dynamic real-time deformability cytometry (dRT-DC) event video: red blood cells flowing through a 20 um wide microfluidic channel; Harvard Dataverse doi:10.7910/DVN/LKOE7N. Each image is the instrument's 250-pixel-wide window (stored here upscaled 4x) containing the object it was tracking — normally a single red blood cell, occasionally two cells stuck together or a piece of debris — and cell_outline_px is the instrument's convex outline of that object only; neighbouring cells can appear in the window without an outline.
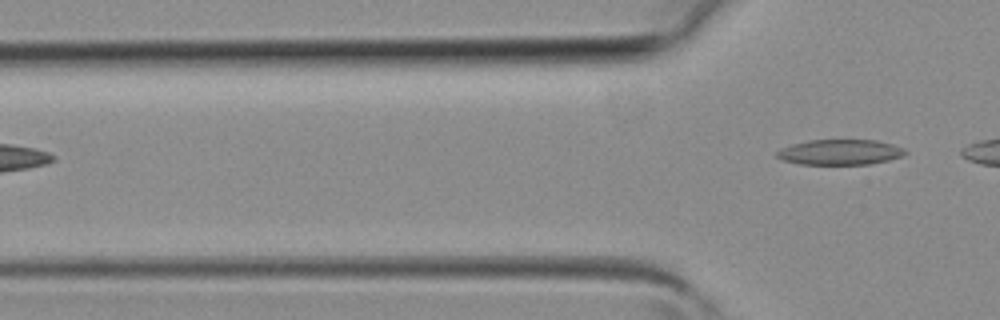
{"species": "common noctule bat (a hibernating species)", "species_latin": "Nyctalus noctula", "temperature_condition": "room temperature", "stored_images_in_passage": 2, "camera_frame_rate_fps": 3000, "um_per_image_px": 0.085, "animal": {"sex": "female", "body_mass_g": 19.3, "forearm_length_mm": 54.1}, "frame": {"image": 1, "passage_image": 2, "time_ms": 0.333, "image_size_px": [1000, 320], "cell_outline_px": [[908, 152], [900, 156], [888, 160], [872, 164], [800, 164], [780, 160], [776, 156], [776, 152], [780, 148], [792, 144], [808, 140], [876, 140], [892, 144], [904, 148]], "centroid_in_image_um": [71.37, 12.93], "position_along_channel_um": 54.4, "area_um2": 19.02}}